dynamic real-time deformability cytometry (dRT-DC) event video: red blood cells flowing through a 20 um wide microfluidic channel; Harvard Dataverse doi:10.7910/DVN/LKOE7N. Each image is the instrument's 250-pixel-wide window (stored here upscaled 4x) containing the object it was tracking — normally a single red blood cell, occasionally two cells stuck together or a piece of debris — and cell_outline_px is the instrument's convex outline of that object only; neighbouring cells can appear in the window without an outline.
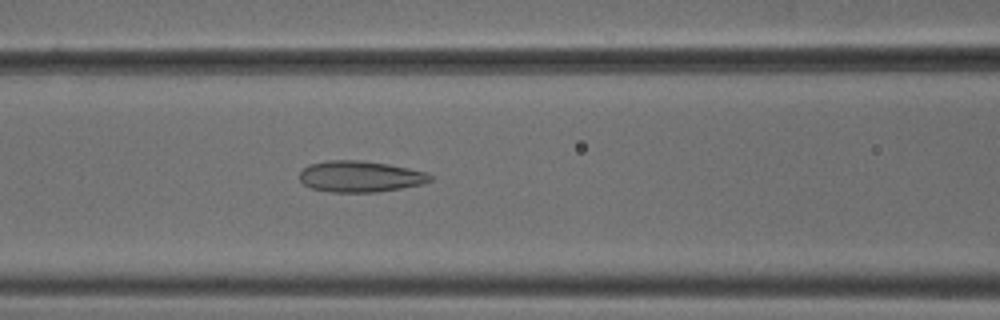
{"species": "common noctule bat (a hibernating species)", "species_latin": "Nyctalus noctula", "temperature_condition": "cold", "stored_images_in_passage": 39, "camera_frame_rate_fps": 3000, "um_per_image_px": 0.085, "animal": {"sex": "male", "body_mass_g": 18.8}, "frame": {"image": 1, "passage_image": 18, "time_ms": 5.667, "image_size_px": [1000, 320], "cell_outline_px": [[432, 180], [424, 184], [376, 192], [332, 192], [312, 188], [304, 184], [300, 180], [300, 172], [308, 164], [328, 160], [360, 160], [388, 164], [428, 172], [432, 176]], "centroid_in_image_um": [30.63, 14.99], "position_along_channel_um": 136.0, "area_um2": 23.76}}
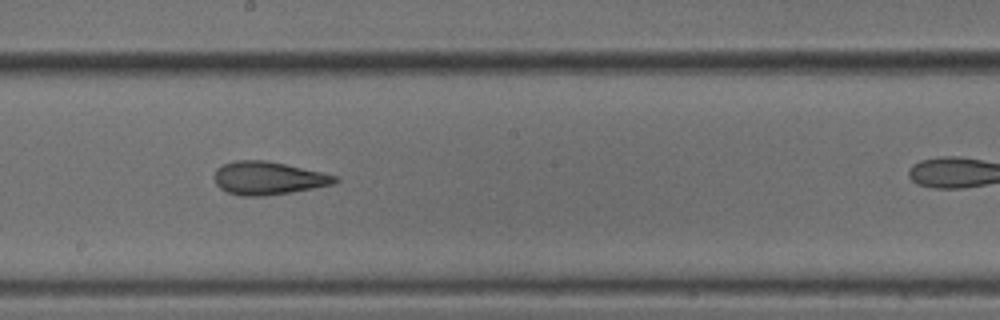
{"frame": {"image": 2, "passage_image": 25, "time_ms": 8.0, "image_size_px": [1000, 320], "cell_outline_px": [[340, 180], [332, 184], [292, 192], [264, 196], [240, 196], [228, 192], [220, 188], [216, 184], [212, 176], [216, 168], [224, 164], [236, 160], [268, 160], [340, 176]], "centroid_in_image_um": [22.78, 15.13], "position_along_channel_um": 225.4, "area_um2": 23.47}}
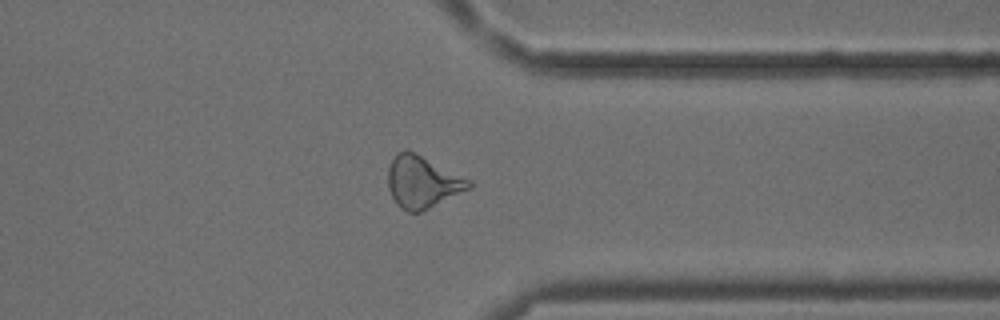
{"frame": {"image": 3, "passage_image": 37, "time_ms": 12.0, "image_size_px": [1000, 320], "cell_outline_px": [[472, 188], [420, 212], [408, 212], [400, 208], [392, 196], [388, 188], [388, 168], [396, 152], [404, 148], [408, 148], [472, 180]], "centroid_in_image_um": [35.91, 15.43], "position_along_channel_um": 375.5, "area_um2": 24.85}}